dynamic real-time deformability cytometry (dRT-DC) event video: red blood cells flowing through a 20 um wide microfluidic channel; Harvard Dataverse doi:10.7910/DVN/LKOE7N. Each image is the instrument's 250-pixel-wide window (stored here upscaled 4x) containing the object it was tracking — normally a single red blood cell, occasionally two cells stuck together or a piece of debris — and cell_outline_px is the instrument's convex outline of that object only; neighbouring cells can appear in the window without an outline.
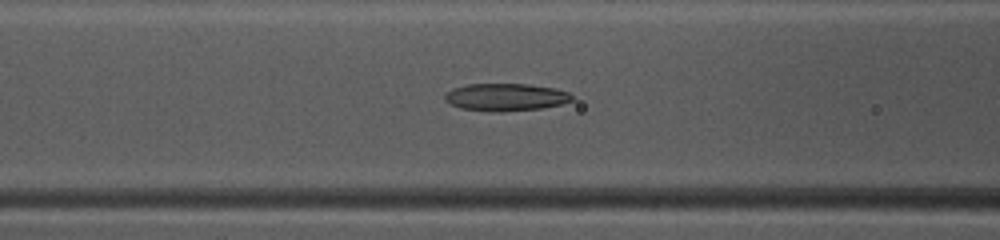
{"species": "common noctule bat (a hibernating species)", "species_latin": "Nyctalus noctula", "temperature_condition": "warm", "stored_images_in_passage": 48, "camera_frame_rate_fps": 3000, "um_per_image_px": 0.085, "animal": {"sex": "female", "body_mass_g": 10.0, "forearm_length_mm": 53.1}, "frame": {"image": 1, "passage_image": 20, "time_ms": 6.333, "image_size_px": [1000, 240], "cell_outline_px": [[572, 100], [560, 104], [540, 108], [500, 112], [492, 112], [460, 108], [448, 104], [444, 100], [444, 96], [452, 88], [468, 84], [528, 84], [556, 88], [568, 92], [572, 96]], "centroid_in_image_um": [42.94, 8.26], "position_along_channel_um": 123.7, "area_um2": 20.4}}
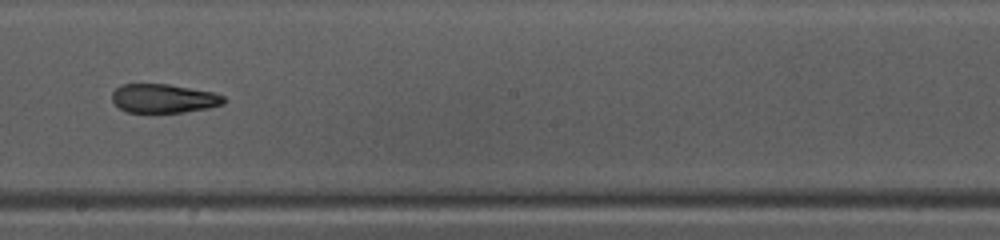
{"frame": {"image": 2, "passage_image": 28, "time_ms": 9.0, "image_size_px": [1000, 240], "cell_outline_px": [[224, 104], [208, 108], [184, 112], [128, 112], [120, 108], [112, 100], [112, 92], [120, 84], [168, 84], [212, 92], [224, 96]], "centroid_in_image_um": [13.9, 8.36], "position_along_channel_um": 234.3, "area_um2": 18.67}}
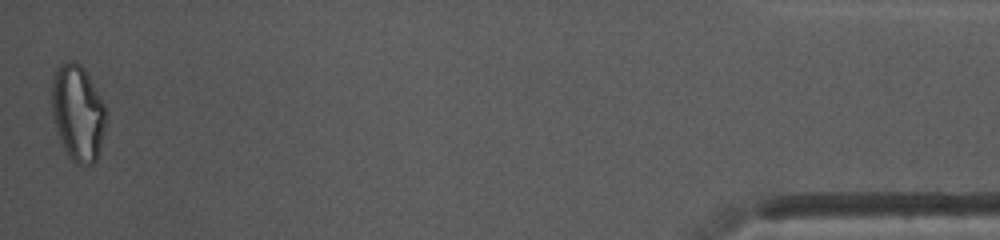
{"frame": {"image": 3, "passage_image": 48, "time_ms": 15.667, "image_size_px": [1000, 240], "cell_outline_px": [[104, 132], [100, 152], [96, 160], [92, 164], [76, 164], [68, 156], [56, 132], [52, 116], [52, 76], [56, 68], [60, 64], [68, 60], [76, 60], [84, 68], [104, 104]], "centroid_in_image_um": [6.58, 9.58], "position_along_channel_um": 428.6, "area_um2": 30.4}, "authors_computed_cell_mechanics": {"area_um2": 21.3282, "velocity_mm_per_s": 4.1459, "shape_relaxation_time_tau1_ms": null, "shape_relaxation_time_tau2_ms": 2.2672, "deformation_change_tau1": null, "deformation_change_tau2": 0.102}}